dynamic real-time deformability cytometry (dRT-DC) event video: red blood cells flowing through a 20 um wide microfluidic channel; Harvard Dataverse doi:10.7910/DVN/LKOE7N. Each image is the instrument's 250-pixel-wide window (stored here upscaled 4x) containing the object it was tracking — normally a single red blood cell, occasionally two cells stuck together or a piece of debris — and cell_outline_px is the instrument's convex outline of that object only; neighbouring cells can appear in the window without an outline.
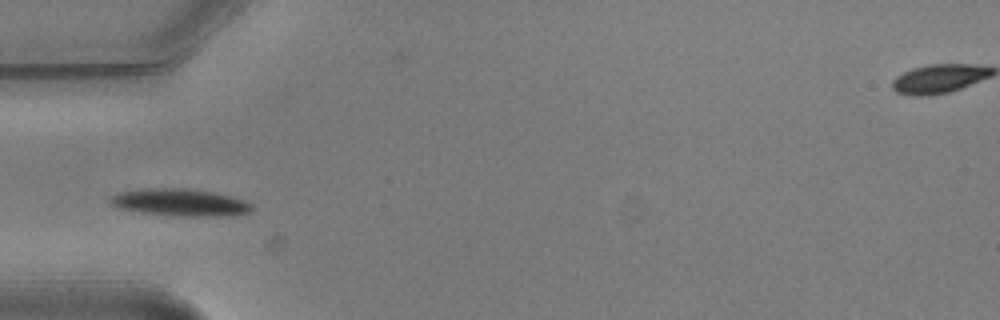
{"species": "common noctule bat (a hibernating species)", "species_latin": "Nyctalus noctula", "temperature_condition": "warm", "stored_images_in_passage": 4, "camera_frame_rate_fps": 3000, "um_per_image_px": 0.085, "animal": {"sex": "male", "body_mass_g": 20.5, "forearm_length_mm": 52.5}, "frame": {"image": 1, "passage_image": 3, "time_ms": 0.667, "image_size_px": [1000, 320], "cell_outline_px": [[252, 208], [248, 212], [236, 216], [184, 216], [140, 212], [116, 208], [108, 204], [108, 196], [116, 192], [148, 188], [184, 188], [212, 192], [232, 196], [244, 200], [252, 204]], "centroid_in_image_um": [15.24, 17.2], "position_along_channel_um": 69.8, "area_um2": 22.77}}
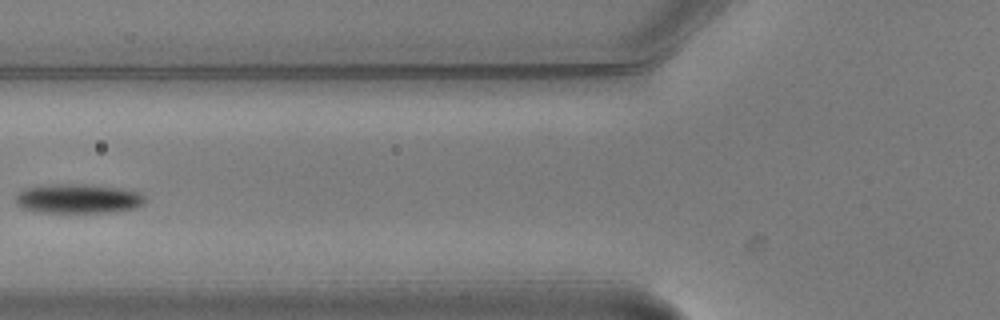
{"frame": {"image": 2, "passage_image": 4, "time_ms": 1.0, "image_size_px": [1000, 320], "cell_outline_px": [[144, 200], [136, 208], [108, 212], [40, 212], [24, 208], [16, 204], [16, 192], [24, 188], [48, 184], [88, 184], [124, 188], [140, 192], [144, 196]], "centroid_in_image_um": [6.62, 16.86], "position_along_channel_um": 119.2, "area_um2": 22.25}}